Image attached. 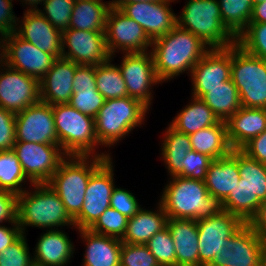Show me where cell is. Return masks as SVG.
<instances>
[{"mask_svg":"<svg viewBox=\"0 0 266 266\" xmlns=\"http://www.w3.org/2000/svg\"><path fill=\"white\" fill-rule=\"evenodd\" d=\"M104 103L105 98L96 87H85L74 91L68 104L81 113L95 118Z\"/></svg>","mask_w":266,"mask_h":266,"instance_id":"obj_42","label":"cell"},{"mask_svg":"<svg viewBox=\"0 0 266 266\" xmlns=\"http://www.w3.org/2000/svg\"><path fill=\"white\" fill-rule=\"evenodd\" d=\"M223 25L237 38L249 24L252 0H218Z\"/></svg>","mask_w":266,"mask_h":266,"instance_id":"obj_36","label":"cell"},{"mask_svg":"<svg viewBox=\"0 0 266 266\" xmlns=\"http://www.w3.org/2000/svg\"><path fill=\"white\" fill-rule=\"evenodd\" d=\"M163 188L160 204L171 218H210L222 210L221 203L209 193L204 181L173 176Z\"/></svg>","mask_w":266,"mask_h":266,"instance_id":"obj_2","label":"cell"},{"mask_svg":"<svg viewBox=\"0 0 266 266\" xmlns=\"http://www.w3.org/2000/svg\"><path fill=\"white\" fill-rule=\"evenodd\" d=\"M212 161L208 155L190 150L184 158L183 171L178 176L204 181Z\"/></svg>","mask_w":266,"mask_h":266,"instance_id":"obj_45","label":"cell"},{"mask_svg":"<svg viewBox=\"0 0 266 266\" xmlns=\"http://www.w3.org/2000/svg\"><path fill=\"white\" fill-rule=\"evenodd\" d=\"M74 0H44V9L39 11L54 27L61 31L69 28Z\"/></svg>","mask_w":266,"mask_h":266,"instance_id":"obj_41","label":"cell"},{"mask_svg":"<svg viewBox=\"0 0 266 266\" xmlns=\"http://www.w3.org/2000/svg\"><path fill=\"white\" fill-rule=\"evenodd\" d=\"M111 157L67 156L47 184L63 202L74 219L81 211L90 176Z\"/></svg>","mask_w":266,"mask_h":266,"instance_id":"obj_5","label":"cell"},{"mask_svg":"<svg viewBox=\"0 0 266 266\" xmlns=\"http://www.w3.org/2000/svg\"><path fill=\"white\" fill-rule=\"evenodd\" d=\"M15 29L22 39L32 43L43 52L61 57L62 31L54 27L39 11L26 10L23 19Z\"/></svg>","mask_w":266,"mask_h":266,"instance_id":"obj_22","label":"cell"},{"mask_svg":"<svg viewBox=\"0 0 266 266\" xmlns=\"http://www.w3.org/2000/svg\"><path fill=\"white\" fill-rule=\"evenodd\" d=\"M21 1L23 2L22 4L25 3V5L28 4V6H30L29 7L30 9H28V7H27V10H30V11L38 10V6L37 5H39V4L42 5V3L44 2V0H21Z\"/></svg>","mask_w":266,"mask_h":266,"instance_id":"obj_55","label":"cell"},{"mask_svg":"<svg viewBox=\"0 0 266 266\" xmlns=\"http://www.w3.org/2000/svg\"><path fill=\"white\" fill-rule=\"evenodd\" d=\"M167 227L174 241L176 266H199L197 221L171 218Z\"/></svg>","mask_w":266,"mask_h":266,"instance_id":"obj_26","label":"cell"},{"mask_svg":"<svg viewBox=\"0 0 266 266\" xmlns=\"http://www.w3.org/2000/svg\"><path fill=\"white\" fill-rule=\"evenodd\" d=\"M52 111L58 145L67 156L111 157L107 152H95V147L100 144L95 133L94 118L69 104L53 105Z\"/></svg>","mask_w":266,"mask_h":266,"instance_id":"obj_6","label":"cell"},{"mask_svg":"<svg viewBox=\"0 0 266 266\" xmlns=\"http://www.w3.org/2000/svg\"><path fill=\"white\" fill-rule=\"evenodd\" d=\"M26 179L22 165L19 162L13 149L0 151V189L6 190L16 195L21 194L26 189L22 188Z\"/></svg>","mask_w":266,"mask_h":266,"instance_id":"obj_37","label":"cell"},{"mask_svg":"<svg viewBox=\"0 0 266 266\" xmlns=\"http://www.w3.org/2000/svg\"><path fill=\"white\" fill-rule=\"evenodd\" d=\"M1 40L0 60L39 81L57 59L55 55L43 52L32 43L20 38L15 32L1 37Z\"/></svg>","mask_w":266,"mask_h":266,"instance_id":"obj_10","label":"cell"},{"mask_svg":"<svg viewBox=\"0 0 266 266\" xmlns=\"http://www.w3.org/2000/svg\"><path fill=\"white\" fill-rule=\"evenodd\" d=\"M148 111L139 100L129 96L105 100L94 118L95 133L101 147L114 146L136 126H142Z\"/></svg>","mask_w":266,"mask_h":266,"instance_id":"obj_7","label":"cell"},{"mask_svg":"<svg viewBox=\"0 0 266 266\" xmlns=\"http://www.w3.org/2000/svg\"><path fill=\"white\" fill-rule=\"evenodd\" d=\"M0 64L3 67L0 68V107L16 114L40 101L38 79L11 68L1 60Z\"/></svg>","mask_w":266,"mask_h":266,"instance_id":"obj_17","label":"cell"},{"mask_svg":"<svg viewBox=\"0 0 266 266\" xmlns=\"http://www.w3.org/2000/svg\"><path fill=\"white\" fill-rule=\"evenodd\" d=\"M112 158H108L91 176L80 213L73 219L75 228L89 229L110 207L115 188Z\"/></svg>","mask_w":266,"mask_h":266,"instance_id":"obj_13","label":"cell"},{"mask_svg":"<svg viewBox=\"0 0 266 266\" xmlns=\"http://www.w3.org/2000/svg\"><path fill=\"white\" fill-rule=\"evenodd\" d=\"M252 1H253V4H258V3L264 2L266 0H252Z\"/></svg>","mask_w":266,"mask_h":266,"instance_id":"obj_57","label":"cell"},{"mask_svg":"<svg viewBox=\"0 0 266 266\" xmlns=\"http://www.w3.org/2000/svg\"><path fill=\"white\" fill-rule=\"evenodd\" d=\"M157 211L141 208L132 218L128 219L122 242L129 244H146L149 239L167 227L168 216L161 204Z\"/></svg>","mask_w":266,"mask_h":266,"instance_id":"obj_29","label":"cell"},{"mask_svg":"<svg viewBox=\"0 0 266 266\" xmlns=\"http://www.w3.org/2000/svg\"><path fill=\"white\" fill-rule=\"evenodd\" d=\"M104 33L111 59L118 50L123 54L149 51L153 42L142 26L113 6L108 12Z\"/></svg>","mask_w":266,"mask_h":266,"instance_id":"obj_14","label":"cell"},{"mask_svg":"<svg viewBox=\"0 0 266 266\" xmlns=\"http://www.w3.org/2000/svg\"><path fill=\"white\" fill-rule=\"evenodd\" d=\"M79 64L63 57L57 58L40 80V101L50 105L68 104L73 94V79Z\"/></svg>","mask_w":266,"mask_h":266,"instance_id":"obj_23","label":"cell"},{"mask_svg":"<svg viewBox=\"0 0 266 266\" xmlns=\"http://www.w3.org/2000/svg\"><path fill=\"white\" fill-rule=\"evenodd\" d=\"M32 187L34 191L25 190L17 195V223L22 234H25L27 226L49 230L75 227L60 197L47 183L32 184Z\"/></svg>","mask_w":266,"mask_h":266,"instance_id":"obj_4","label":"cell"},{"mask_svg":"<svg viewBox=\"0 0 266 266\" xmlns=\"http://www.w3.org/2000/svg\"><path fill=\"white\" fill-rule=\"evenodd\" d=\"M249 23H266V1L253 5Z\"/></svg>","mask_w":266,"mask_h":266,"instance_id":"obj_54","label":"cell"},{"mask_svg":"<svg viewBox=\"0 0 266 266\" xmlns=\"http://www.w3.org/2000/svg\"><path fill=\"white\" fill-rule=\"evenodd\" d=\"M17 223V195L0 189V223Z\"/></svg>","mask_w":266,"mask_h":266,"instance_id":"obj_48","label":"cell"},{"mask_svg":"<svg viewBox=\"0 0 266 266\" xmlns=\"http://www.w3.org/2000/svg\"><path fill=\"white\" fill-rule=\"evenodd\" d=\"M231 154L238 161L240 180L221 203L222 210L249 223L266 200V164L248 157L240 149H233Z\"/></svg>","mask_w":266,"mask_h":266,"instance_id":"obj_3","label":"cell"},{"mask_svg":"<svg viewBox=\"0 0 266 266\" xmlns=\"http://www.w3.org/2000/svg\"><path fill=\"white\" fill-rule=\"evenodd\" d=\"M34 251L35 266H67L73 257L74 245L63 230H46Z\"/></svg>","mask_w":266,"mask_h":266,"instance_id":"obj_25","label":"cell"},{"mask_svg":"<svg viewBox=\"0 0 266 266\" xmlns=\"http://www.w3.org/2000/svg\"><path fill=\"white\" fill-rule=\"evenodd\" d=\"M192 103L181 109L170 126L181 133L190 135L203 128L216 125L219 119L200 98L192 96Z\"/></svg>","mask_w":266,"mask_h":266,"instance_id":"obj_32","label":"cell"},{"mask_svg":"<svg viewBox=\"0 0 266 266\" xmlns=\"http://www.w3.org/2000/svg\"><path fill=\"white\" fill-rule=\"evenodd\" d=\"M14 112L0 107V151L10 150L16 142Z\"/></svg>","mask_w":266,"mask_h":266,"instance_id":"obj_47","label":"cell"},{"mask_svg":"<svg viewBox=\"0 0 266 266\" xmlns=\"http://www.w3.org/2000/svg\"><path fill=\"white\" fill-rule=\"evenodd\" d=\"M225 123L231 147L241 149L266 130V109L241 107Z\"/></svg>","mask_w":266,"mask_h":266,"instance_id":"obj_24","label":"cell"},{"mask_svg":"<svg viewBox=\"0 0 266 266\" xmlns=\"http://www.w3.org/2000/svg\"><path fill=\"white\" fill-rule=\"evenodd\" d=\"M177 26L198 36L210 48H228L236 38L223 25L218 0H188Z\"/></svg>","mask_w":266,"mask_h":266,"instance_id":"obj_8","label":"cell"},{"mask_svg":"<svg viewBox=\"0 0 266 266\" xmlns=\"http://www.w3.org/2000/svg\"><path fill=\"white\" fill-rule=\"evenodd\" d=\"M25 236L22 234L10 246L2 250L0 266H35Z\"/></svg>","mask_w":266,"mask_h":266,"instance_id":"obj_43","label":"cell"},{"mask_svg":"<svg viewBox=\"0 0 266 266\" xmlns=\"http://www.w3.org/2000/svg\"><path fill=\"white\" fill-rule=\"evenodd\" d=\"M192 96L202 98L206 88L223 85L231 79V46L211 48L192 68L190 73Z\"/></svg>","mask_w":266,"mask_h":266,"instance_id":"obj_21","label":"cell"},{"mask_svg":"<svg viewBox=\"0 0 266 266\" xmlns=\"http://www.w3.org/2000/svg\"><path fill=\"white\" fill-rule=\"evenodd\" d=\"M81 239L86 244L82 266H120V239L92 232L90 229H79Z\"/></svg>","mask_w":266,"mask_h":266,"instance_id":"obj_27","label":"cell"},{"mask_svg":"<svg viewBox=\"0 0 266 266\" xmlns=\"http://www.w3.org/2000/svg\"><path fill=\"white\" fill-rule=\"evenodd\" d=\"M1 44H2V40H1V35H0V54H1Z\"/></svg>","mask_w":266,"mask_h":266,"instance_id":"obj_58","label":"cell"},{"mask_svg":"<svg viewBox=\"0 0 266 266\" xmlns=\"http://www.w3.org/2000/svg\"><path fill=\"white\" fill-rule=\"evenodd\" d=\"M16 142L58 144L52 105L39 101L15 117Z\"/></svg>","mask_w":266,"mask_h":266,"instance_id":"obj_19","label":"cell"},{"mask_svg":"<svg viewBox=\"0 0 266 266\" xmlns=\"http://www.w3.org/2000/svg\"><path fill=\"white\" fill-rule=\"evenodd\" d=\"M240 150L248 157L266 164V130L251 139Z\"/></svg>","mask_w":266,"mask_h":266,"instance_id":"obj_50","label":"cell"},{"mask_svg":"<svg viewBox=\"0 0 266 266\" xmlns=\"http://www.w3.org/2000/svg\"><path fill=\"white\" fill-rule=\"evenodd\" d=\"M127 223L126 216L109 207L89 229L92 232L122 240Z\"/></svg>","mask_w":266,"mask_h":266,"instance_id":"obj_40","label":"cell"},{"mask_svg":"<svg viewBox=\"0 0 266 266\" xmlns=\"http://www.w3.org/2000/svg\"><path fill=\"white\" fill-rule=\"evenodd\" d=\"M135 196L126 189L115 187L111 194L110 207L117 210L128 219L132 218L140 209Z\"/></svg>","mask_w":266,"mask_h":266,"instance_id":"obj_46","label":"cell"},{"mask_svg":"<svg viewBox=\"0 0 266 266\" xmlns=\"http://www.w3.org/2000/svg\"><path fill=\"white\" fill-rule=\"evenodd\" d=\"M145 245L155 256L159 266H176L174 241L168 227L155 233Z\"/></svg>","mask_w":266,"mask_h":266,"instance_id":"obj_39","label":"cell"},{"mask_svg":"<svg viewBox=\"0 0 266 266\" xmlns=\"http://www.w3.org/2000/svg\"><path fill=\"white\" fill-rule=\"evenodd\" d=\"M201 99L219 121L224 122L242 107L238 89L231 79L223 85L206 88V94Z\"/></svg>","mask_w":266,"mask_h":266,"instance_id":"obj_33","label":"cell"},{"mask_svg":"<svg viewBox=\"0 0 266 266\" xmlns=\"http://www.w3.org/2000/svg\"><path fill=\"white\" fill-rule=\"evenodd\" d=\"M244 224L239 217L224 210L197 221L199 266H208L215 255L228 244V238Z\"/></svg>","mask_w":266,"mask_h":266,"instance_id":"obj_15","label":"cell"},{"mask_svg":"<svg viewBox=\"0 0 266 266\" xmlns=\"http://www.w3.org/2000/svg\"><path fill=\"white\" fill-rule=\"evenodd\" d=\"M144 1L152 2V1H161V0H112L111 3L113 7L119 8L122 4L125 3L144 2Z\"/></svg>","mask_w":266,"mask_h":266,"instance_id":"obj_56","label":"cell"},{"mask_svg":"<svg viewBox=\"0 0 266 266\" xmlns=\"http://www.w3.org/2000/svg\"><path fill=\"white\" fill-rule=\"evenodd\" d=\"M261 237L266 239V200L261 205L256 215L248 223Z\"/></svg>","mask_w":266,"mask_h":266,"instance_id":"obj_53","label":"cell"},{"mask_svg":"<svg viewBox=\"0 0 266 266\" xmlns=\"http://www.w3.org/2000/svg\"><path fill=\"white\" fill-rule=\"evenodd\" d=\"M189 138L192 150L206 154L213 160L227 156L233 150L224 121L194 132L189 135Z\"/></svg>","mask_w":266,"mask_h":266,"instance_id":"obj_30","label":"cell"},{"mask_svg":"<svg viewBox=\"0 0 266 266\" xmlns=\"http://www.w3.org/2000/svg\"><path fill=\"white\" fill-rule=\"evenodd\" d=\"M265 261L266 239L245 223L208 266H262Z\"/></svg>","mask_w":266,"mask_h":266,"instance_id":"obj_11","label":"cell"},{"mask_svg":"<svg viewBox=\"0 0 266 266\" xmlns=\"http://www.w3.org/2000/svg\"><path fill=\"white\" fill-rule=\"evenodd\" d=\"M65 48H68V51ZM61 57L79 65H97L107 62L111 55L107 49L104 31L73 28L63 30Z\"/></svg>","mask_w":266,"mask_h":266,"instance_id":"obj_18","label":"cell"},{"mask_svg":"<svg viewBox=\"0 0 266 266\" xmlns=\"http://www.w3.org/2000/svg\"><path fill=\"white\" fill-rule=\"evenodd\" d=\"M120 266H159V264L145 244L122 242Z\"/></svg>","mask_w":266,"mask_h":266,"instance_id":"obj_44","label":"cell"},{"mask_svg":"<svg viewBox=\"0 0 266 266\" xmlns=\"http://www.w3.org/2000/svg\"><path fill=\"white\" fill-rule=\"evenodd\" d=\"M236 43L246 52L266 60V23H249Z\"/></svg>","mask_w":266,"mask_h":266,"instance_id":"obj_38","label":"cell"},{"mask_svg":"<svg viewBox=\"0 0 266 266\" xmlns=\"http://www.w3.org/2000/svg\"><path fill=\"white\" fill-rule=\"evenodd\" d=\"M231 80L238 89L242 107L266 109V60L233 44Z\"/></svg>","mask_w":266,"mask_h":266,"instance_id":"obj_9","label":"cell"},{"mask_svg":"<svg viewBox=\"0 0 266 266\" xmlns=\"http://www.w3.org/2000/svg\"><path fill=\"white\" fill-rule=\"evenodd\" d=\"M162 138V160L167 165L169 176H178L183 171L184 158L192 150L189 135L176 131L169 125Z\"/></svg>","mask_w":266,"mask_h":266,"instance_id":"obj_34","label":"cell"},{"mask_svg":"<svg viewBox=\"0 0 266 266\" xmlns=\"http://www.w3.org/2000/svg\"><path fill=\"white\" fill-rule=\"evenodd\" d=\"M13 0H0V34L1 37L15 32L18 25L17 17L13 13Z\"/></svg>","mask_w":266,"mask_h":266,"instance_id":"obj_49","label":"cell"},{"mask_svg":"<svg viewBox=\"0 0 266 266\" xmlns=\"http://www.w3.org/2000/svg\"><path fill=\"white\" fill-rule=\"evenodd\" d=\"M85 87H96L95 65H78L75 70L73 91Z\"/></svg>","mask_w":266,"mask_h":266,"instance_id":"obj_51","label":"cell"},{"mask_svg":"<svg viewBox=\"0 0 266 266\" xmlns=\"http://www.w3.org/2000/svg\"><path fill=\"white\" fill-rule=\"evenodd\" d=\"M121 65H118L125 81L128 96L139 100L150 110L153 95L151 87L161 84L155 68L151 51L124 53Z\"/></svg>","mask_w":266,"mask_h":266,"instance_id":"obj_16","label":"cell"},{"mask_svg":"<svg viewBox=\"0 0 266 266\" xmlns=\"http://www.w3.org/2000/svg\"><path fill=\"white\" fill-rule=\"evenodd\" d=\"M12 149L33 184L47 183L67 157L58 144L15 142Z\"/></svg>","mask_w":266,"mask_h":266,"instance_id":"obj_12","label":"cell"},{"mask_svg":"<svg viewBox=\"0 0 266 266\" xmlns=\"http://www.w3.org/2000/svg\"><path fill=\"white\" fill-rule=\"evenodd\" d=\"M111 61L110 58L107 62L95 65L96 89L105 100L128 96L120 68L111 64Z\"/></svg>","mask_w":266,"mask_h":266,"instance_id":"obj_35","label":"cell"},{"mask_svg":"<svg viewBox=\"0 0 266 266\" xmlns=\"http://www.w3.org/2000/svg\"><path fill=\"white\" fill-rule=\"evenodd\" d=\"M12 225V228L0 225V253L22 235L19 224L13 223Z\"/></svg>","mask_w":266,"mask_h":266,"instance_id":"obj_52","label":"cell"},{"mask_svg":"<svg viewBox=\"0 0 266 266\" xmlns=\"http://www.w3.org/2000/svg\"><path fill=\"white\" fill-rule=\"evenodd\" d=\"M239 180L238 161L230 153L210 163L204 182L208 193L222 203L233 192Z\"/></svg>","mask_w":266,"mask_h":266,"instance_id":"obj_28","label":"cell"},{"mask_svg":"<svg viewBox=\"0 0 266 266\" xmlns=\"http://www.w3.org/2000/svg\"><path fill=\"white\" fill-rule=\"evenodd\" d=\"M112 7L102 0H77L71 15L69 28L86 31H105L106 20Z\"/></svg>","mask_w":266,"mask_h":266,"instance_id":"obj_31","label":"cell"},{"mask_svg":"<svg viewBox=\"0 0 266 266\" xmlns=\"http://www.w3.org/2000/svg\"><path fill=\"white\" fill-rule=\"evenodd\" d=\"M172 1L176 0L125 3L118 9L142 26L153 41L166 35L177 25V16L169 8Z\"/></svg>","mask_w":266,"mask_h":266,"instance_id":"obj_20","label":"cell"},{"mask_svg":"<svg viewBox=\"0 0 266 266\" xmlns=\"http://www.w3.org/2000/svg\"><path fill=\"white\" fill-rule=\"evenodd\" d=\"M151 47L155 72L161 83L185 71L190 74L211 49L198 36L177 25L166 35L153 40Z\"/></svg>","mask_w":266,"mask_h":266,"instance_id":"obj_1","label":"cell"}]
</instances>
